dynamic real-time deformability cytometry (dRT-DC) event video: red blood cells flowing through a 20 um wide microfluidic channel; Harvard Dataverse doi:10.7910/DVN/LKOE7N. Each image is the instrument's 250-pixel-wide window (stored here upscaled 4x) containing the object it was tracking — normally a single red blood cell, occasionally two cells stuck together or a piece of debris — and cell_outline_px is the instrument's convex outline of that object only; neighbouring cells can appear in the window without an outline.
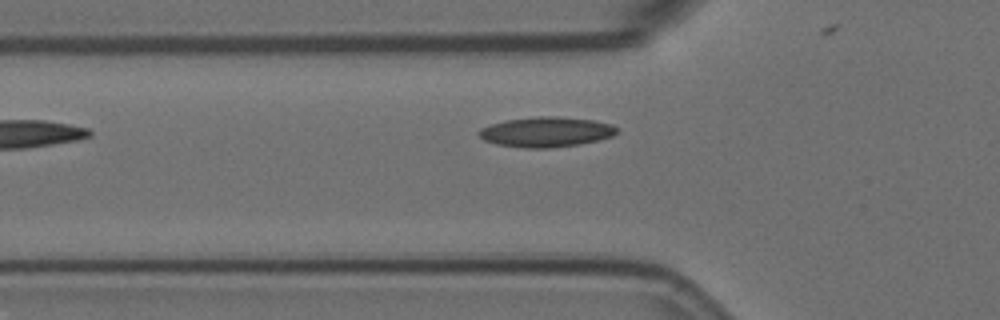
{"species": "Egyptian fruit bat (a non-hibernating species)", "species_latin": "Rousettus aegyptiacus", "temperature_condition": "room temperature", "stored_images_in_passage": 4, "camera_frame_rate_fps": 3000, "um_per_image_px": 0.085, "animal": {"sex": "female"}, "frame": {"image": 1, "passage_image": 4, "time_ms": 1.0, "image_size_px": [1000, 320], "cell_outline_px": [[616, 132], [612, 136], [600, 140], [580, 144], [548, 148], [524, 148], [496, 144], [484, 140], [476, 132], [480, 128], [504, 120], [540, 116], [560, 116], [592, 120], [612, 124], [616, 128]], "centroid_in_image_um": [46.4, 11.21], "position_along_channel_um": 79.4, "area_um2": 24.22}}